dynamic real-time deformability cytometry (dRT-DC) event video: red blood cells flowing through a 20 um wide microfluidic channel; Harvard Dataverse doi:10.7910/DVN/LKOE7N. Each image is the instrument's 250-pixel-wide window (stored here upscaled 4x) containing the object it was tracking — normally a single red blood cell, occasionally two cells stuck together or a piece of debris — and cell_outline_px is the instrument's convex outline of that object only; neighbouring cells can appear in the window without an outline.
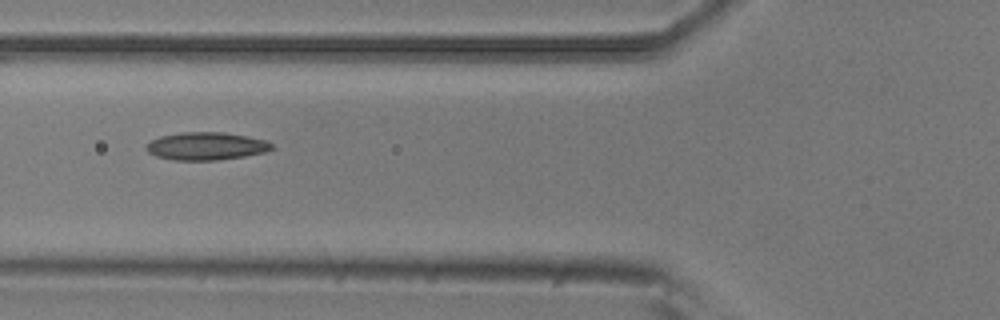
{"species": "common noctule bat (a hibernating species)", "species_latin": "Nyctalus noctula", "temperature_condition": "room temperature", "stored_images_in_passage": 6, "camera_frame_rate_fps": 3000, "um_per_image_px": 0.085, "animal": {"sex": "male", "body_mass_g": 20.5, "forearm_length_mm": 52.5}, "frame": {"image": 1, "passage_image": 4, "time_ms": 1.0, "image_size_px": [1000, 320], "cell_outline_px": [[272, 148], [264, 152], [244, 156], [216, 160], [172, 160], [156, 156], [148, 152], [144, 148], [152, 140], [160, 136], [180, 132], [224, 132], [248, 136], [264, 140], [272, 144]], "centroid_in_image_um": [17.49, 12.41], "position_along_channel_um": 108.3, "area_um2": 20.23}}
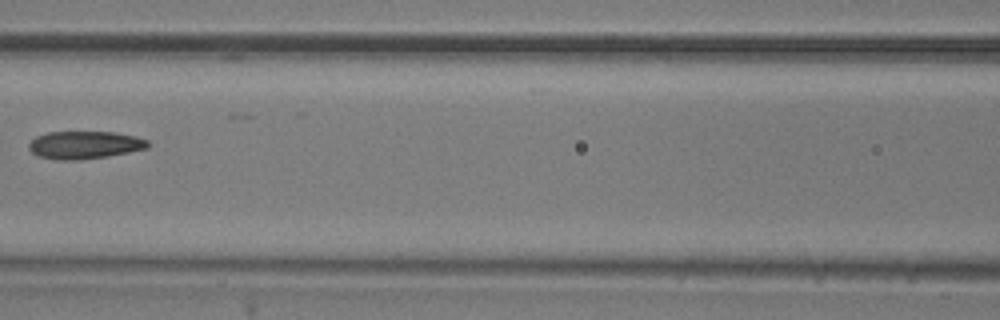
{"frame": {"image": 2, "passage_image": 5, "time_ms": 1.333, "image_size_px": [1000, 320], "cell_outline_px": [[152, 144], [148, 148], [108, 156], [80, 160], [56, 160], [36, 156], [28, 148], [28, 144], [36, 136], [48, 132], [116, 132], [136, 136], [148, 140]], "centroid_in_image_um": [7.2, 12.32], "position_along_channel_um": 159.4, "area_um2": 19.48}}
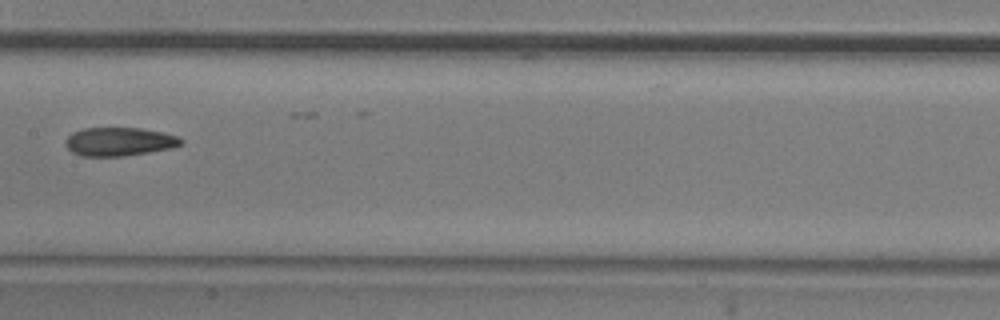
{"frame": {"image": 3, "passage_image": 6, "time_ms": 1.667, "image_size_px": [1000, 320], "cell_outline_px": [[184, 144], [172, 148], [124, 156], [80, 156], [72, 152], [64, 144], [68, 136], [72, 132], [84, 128], [140, 128], [164, 132], [180, 136], [184, 140]], "centroid_in_image_um": [10.17, 12.03], "position_along_channel_um": 197.2, "area_um2": 19.42}}